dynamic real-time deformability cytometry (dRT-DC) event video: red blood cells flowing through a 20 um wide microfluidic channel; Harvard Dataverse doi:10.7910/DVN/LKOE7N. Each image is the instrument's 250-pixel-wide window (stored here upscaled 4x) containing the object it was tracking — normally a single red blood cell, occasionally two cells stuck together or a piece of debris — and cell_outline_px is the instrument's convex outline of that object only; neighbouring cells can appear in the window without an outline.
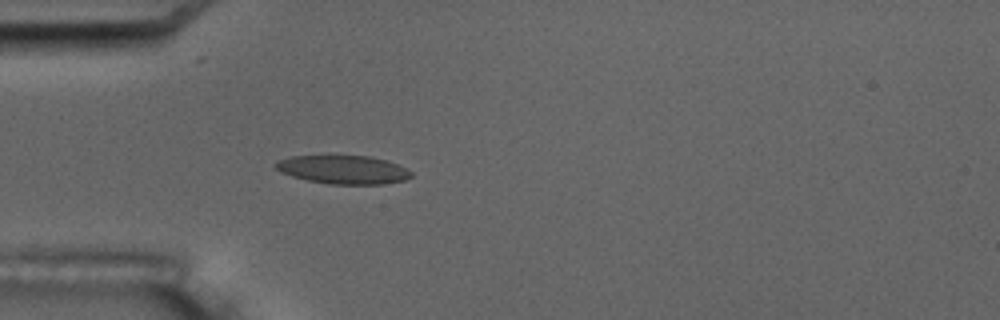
{"species": "common noctule bat (a hibernating species)", "species_latin": "Nyctalus noctula", "temperature_condition": "room temperature", "stored_images_in_passage": 5, "camera_frame_rate_fps": 3000, "um_per_image_px": 0.085, "animal": {"sex": "male", "body_mass_g": 17.5, "forearm_length_mm": 52.3}, "frame": {"image": 1, "passage_image": 5, "time_ms": 4.333, "image_size_px": [1000, 320], "cell_outline_px": [[412, 176], [404, 180], [384, 184], [328, 184], [308, 180], [292, 176], [280, 172], [272, 164], [288, 156], [372, 156], [408, 168], [412, 172]], "centroid_in_image_um": [29.17, 14.42], "position_along_channel_um": 55.8, "area_um2": 22.48}}